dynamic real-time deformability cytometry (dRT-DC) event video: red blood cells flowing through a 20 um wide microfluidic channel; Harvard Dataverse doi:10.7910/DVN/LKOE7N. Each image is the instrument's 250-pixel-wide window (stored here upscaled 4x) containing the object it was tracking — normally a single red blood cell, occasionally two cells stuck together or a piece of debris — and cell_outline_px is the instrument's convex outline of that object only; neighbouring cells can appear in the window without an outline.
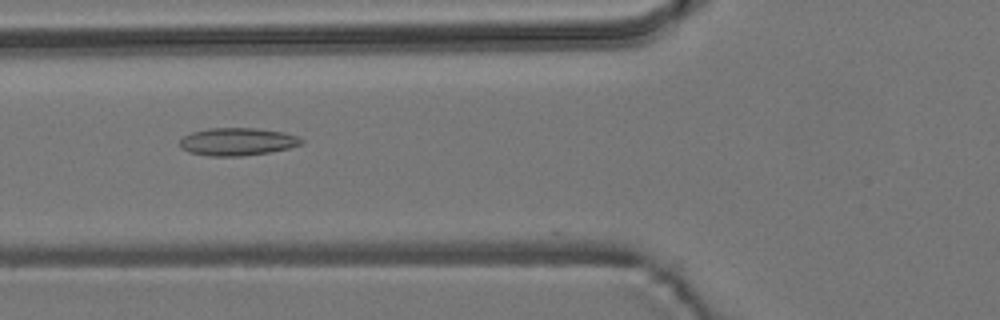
{"species": "common noctule bat (a hibernating species)", "species_latin": "Nyctalus noctula", "temperature_condition": "room temperature", "stored_images_in_passage": 8, "camera_frame_rate_fps": 3000, "um_per_image_px": 0.085, "animal": {"sex": "male", "body_mass_g": 19.2, "forearm_length_mm": 51.8}, "frame": {"image": 1, "passage_image": 6, "time_ms": 6.0, "image_size_px": [1000, 320], "cell_outline_px": [[304, 144], [288, 148], [268, 152], [244, 156], [208, 156], [188, 152], [180, 148], [180, 140], [184, 136], [192, 132], [208, 128], [256, 128], [284, 132], [296, 136], [304, 140]], "centroid_in_image_um": [20.17, 12.04], "position_along_channel_um": 105.6, "area_um2": 19.71}}
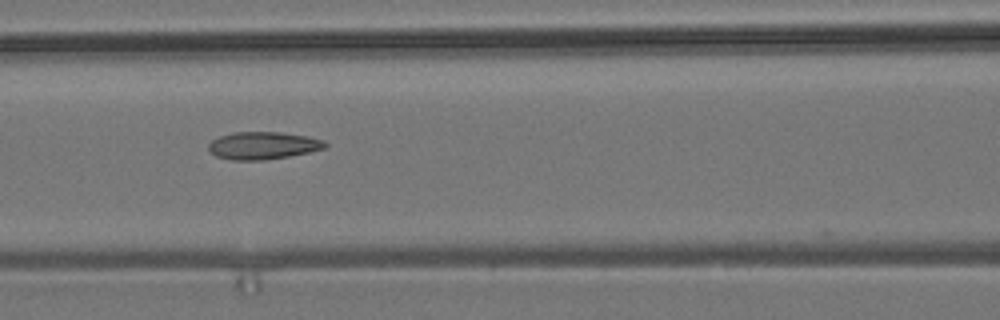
{"frame": {"image": 2, "passage_image": 7, "time_ms": 7.0, "image_size_px": [1000, 320], "cell_outline_px": [[328, 144], [324, 148], [308, 152], [288, 156], [264, 160], [232, 160], [216, 156], [208, 148], [208, 144], [212, 140], [220, 136], [232, 132], [280, 132], [308, 136], [324, 140]], "centroid_in_image_um": [22.35, 12.36], "position_along_channel_um": 144.3, "area_um2": 18.61}}
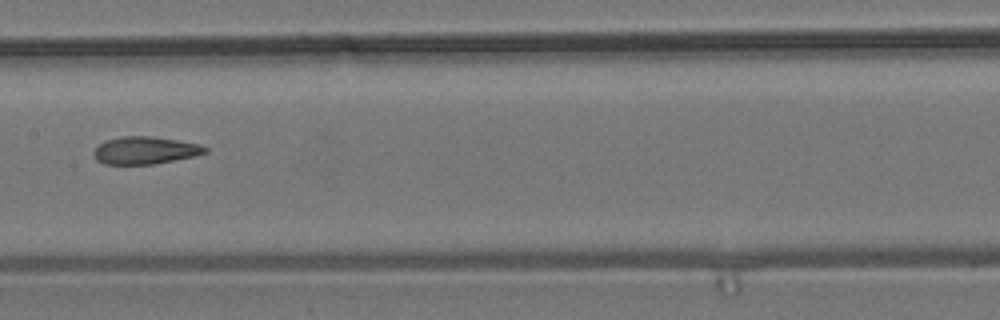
{"frame": {"image": 3, "passage_image": 8, "time_ms": 8.333, "image_size_px": [1000, 320], "cell_outline_px": [[208, 152], [196, 156], [152, 164], [104, 164], [96, 160], [92, 152], [104, 140], [124, 136], [152, 136], [200, 144], [208, 148]], "centroid_in_image_um": [12.33, 12.78], "position_along_channel_um": 195.1, "area_um2": 17.86}}